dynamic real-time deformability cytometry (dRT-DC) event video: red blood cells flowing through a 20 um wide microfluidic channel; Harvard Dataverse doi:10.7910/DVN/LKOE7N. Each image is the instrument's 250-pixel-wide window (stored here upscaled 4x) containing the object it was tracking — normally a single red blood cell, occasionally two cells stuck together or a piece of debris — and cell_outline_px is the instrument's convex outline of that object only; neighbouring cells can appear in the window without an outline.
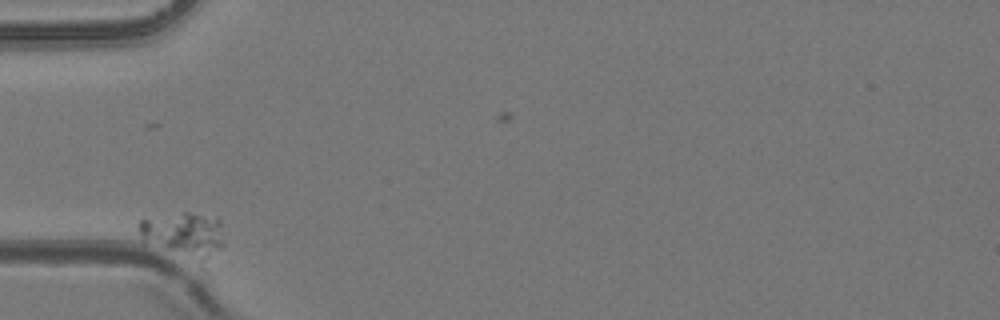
{"species": "common noctule bat (a hibernating species)", "species_latin": "Nyctalus noctula", "temperature_condition": "room temperature", "stored_images_in_passage": 5, "camera_frame_rate_fps": 3000, "um_per_image_px": 0.085, "animal": {"sex": "female", "body_mass_g": 24.6, "forearm_length_mm": 56.2}, "frame": {"image": 1, "passage_image": 1, "time_ms": 0.0, "image_size_px": [1000, 320], "cell_outline_px": [[224, 244], [212, 276], [140, 244], [136, 224], [140, 220], [184, 212], [188, 212], [220, 216]], "centroid_in_image_um": [15.73, 20.27], "position_along_channel_um": 69.3, "area_um2": 27.22}}
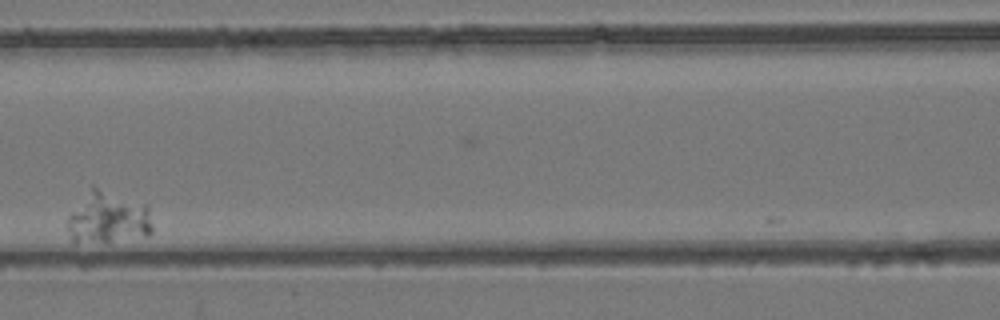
{"frame": {"image": 2, "passage_image": 3, "time_ms": 0.667, "image_size_px": [1000, 320], "cell_outline_px": [[152, 232], [148, 236], [76, 244], [72, 240], [68, 232], [68, 216], [92, 184], [148, 204], [152, 224]], "centroid_in_image_um": [9.19, 18.48], "position_along_channel_um": 157.4, "area_um2": 26.07}}
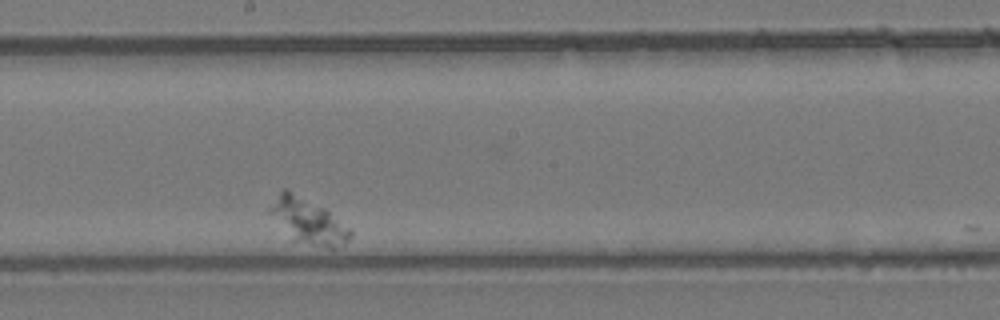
{"frame": {"image": 3, "passage_image": 5, "time_ms": 1.333, "image_size_px": [1000, 320], "cell_outline_px": [[352, 236], [344, 244], [332, 248], [328, 248], [312, 244], [296, 236], [268, 212], [268, 208], [280, 192], [284, 188], [288, 188], [324, 208], [352, 228]], "centroid_in_image_um": [26.29, 18.72], "position_along_channel_um": 221.9, "area_um2": 20.0}}